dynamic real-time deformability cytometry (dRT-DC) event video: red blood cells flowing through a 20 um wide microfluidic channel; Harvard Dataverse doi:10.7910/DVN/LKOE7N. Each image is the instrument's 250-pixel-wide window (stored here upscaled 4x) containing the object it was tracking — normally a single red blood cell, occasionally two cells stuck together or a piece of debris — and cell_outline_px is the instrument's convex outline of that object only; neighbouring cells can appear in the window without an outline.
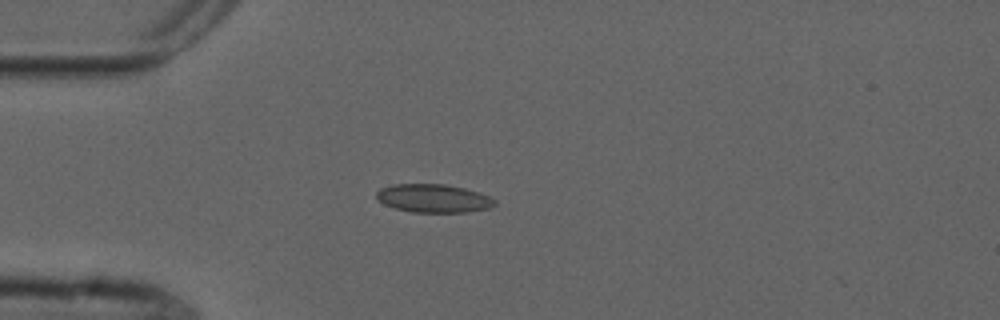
{"species": "common noctule bat (a hibernating species)", "species_latin": "Nyctalus noctula", "temperature_condition": "cold", "stored_images_in_passage": 4, "camera_frame_rate_fps": 3000, "um_per_image_px": 0.085, "animal": {"sex": "male", "forearm_length_mm": 52.5}, "frame": {"image": 1, "passage_image": 2, "time_ms": 0.333, "image_size_px": [1000, 320], "cell_outline_px": [[496, 204], [488, 208], [464, 212], [412, 212], [396, 208], [384, 204], [376, 200], [376, 192], [380, 188], [392, 184], [444, 184], [464, 188], [488, 196], [496, 200]], "centroid_in_image_um": [36.79, 16.85], "position_along_channel_um": 48.2, "area_um2": 19.42}}